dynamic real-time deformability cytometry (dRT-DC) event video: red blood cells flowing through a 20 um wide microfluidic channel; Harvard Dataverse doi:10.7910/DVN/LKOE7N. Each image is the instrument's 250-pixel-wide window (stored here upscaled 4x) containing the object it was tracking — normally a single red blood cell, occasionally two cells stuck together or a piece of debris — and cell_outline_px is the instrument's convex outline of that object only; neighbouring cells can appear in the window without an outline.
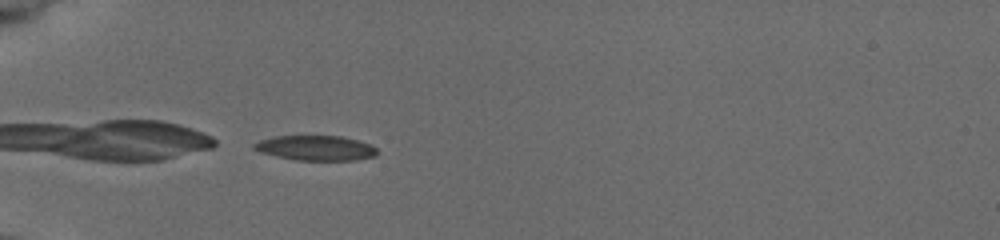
{"species": "common noctule bat (a hibernating species)", "species_latin": "Nyctalus noctula", "temperature_condition": "cold", "stored_images_in_passage": 28, "camera_frame_rate_fps": 3000, "um_per_image_px": 0.085, "animal": {"sex": "female", "body_mass_g": 19.5, "forearm_length_mm": 54.1}, "frame": {"image": 1, "passage_image": 1, "time_ms": 0.0, "image_size_px": [1000, 240], "cell_outline_px": [[376, 156], [356, 160], [296, 160], [276, 156], [260, 152], [252, 148], [252, 144], [260, 140], [276, 136], [340, 136], [372, 144], [376, 148]], "centroid_in_image_um": [26.83, 12.58], "position_along_channel_um": 58.2, "area_um2": 17.86}}
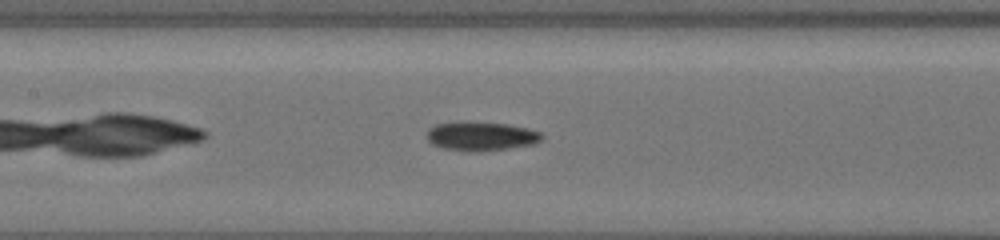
{"frame": {"image": 2, "passage_image": 16, "time_ms": 3.333, "image_size_px": [1000, 240], "cell_outline_px": [[544, 136], [536, 144], [480, 152], [468, 152], [444, 148], [432, 144], [428, 140], [428, 128], [436, 124], [464, 120], [508, 124], [528, 128], [540, 132]], "centroid_in_image_um": [40.89, 11.56], "position_along_channel_um": 166.5, "area_um2": 19.83}}
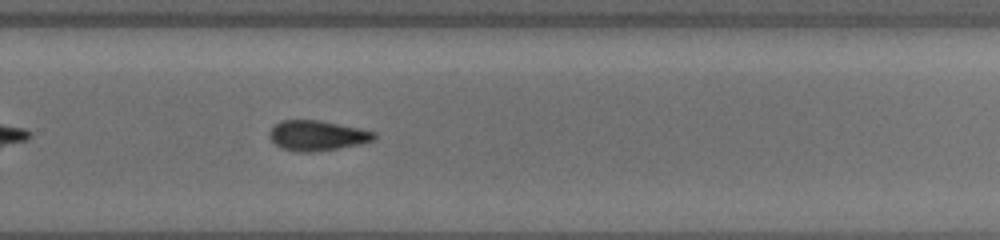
{"frame": {"image": 3, "passage_image": 28, "time_ms": 7.0, "image_size_px": [1000, 240], "cell_outline_px": [[376, 136], [372, 140], [356, 144], [336, 148], [312, 152], [296, 152], [280, 148], [268, 136], [268, 132], [280, 120], [320, 120], [360, 128], [376, 132]], "centroid_in_image_um": [26.91, 11.51], "position_along_channel_um": 302.9, "area_um2": 18.26}}